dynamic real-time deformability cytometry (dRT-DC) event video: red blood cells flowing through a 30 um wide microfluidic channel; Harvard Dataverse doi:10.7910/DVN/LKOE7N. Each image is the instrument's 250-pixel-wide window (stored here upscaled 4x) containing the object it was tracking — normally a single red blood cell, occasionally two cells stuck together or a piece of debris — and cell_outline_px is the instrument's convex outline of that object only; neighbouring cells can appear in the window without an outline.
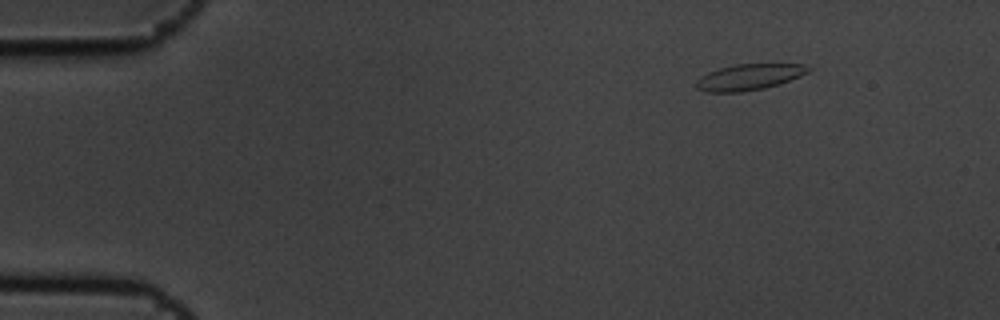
{"species": "common noctule bat (a hibernating species)", "species_latin": "Nyctalus noctula", "temperature_condition": "cold", "stored_images_in_passage": 4, "camera_frame_rate_fps": 3000, "um_per_image_px": 0.085, "animal": {"sex": "male", "body_mass_g": 19.5, "forearm_length_mm": 54.6}, "frame": {"image": 1, "passage_image": 4, "time_ms": 1.0, "image_size_px": [1000, 320], "cell_outline_px": [[812, 68], [808, 72], [800, 76], [780, 84], [764, 88], [740, 92], [704, 92], [696, 88], [696, 80], [700, 76], [708, 72], [732, 64], [804, 64]], "centroid_in_image_um": [63.65, 6.55], "position_along_channel_um": 21.3, "area_um2": 17.11}}